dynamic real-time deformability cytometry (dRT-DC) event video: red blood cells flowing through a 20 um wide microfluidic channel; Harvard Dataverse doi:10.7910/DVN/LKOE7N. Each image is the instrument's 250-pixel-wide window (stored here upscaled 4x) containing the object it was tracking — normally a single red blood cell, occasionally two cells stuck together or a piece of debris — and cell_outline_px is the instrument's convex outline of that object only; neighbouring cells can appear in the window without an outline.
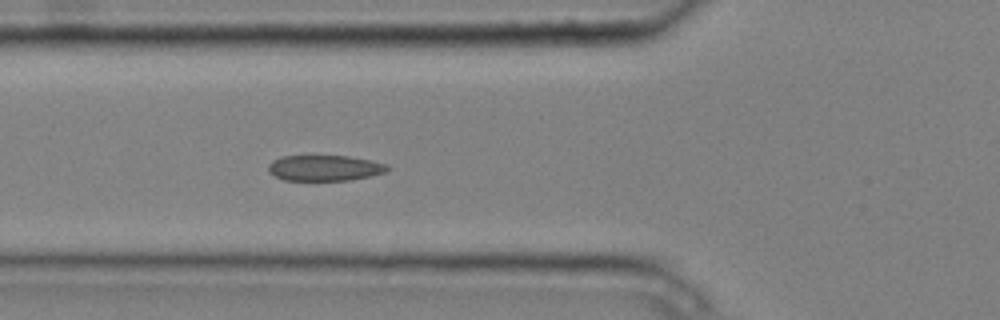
{"species": "common noctule bat (a hibernating species)", "species_latin": "Nyctalus noctula", "temperature_condition": "cold", "stored_images_in_passage": 6, "camera_frame_rate_fps": 3000, "um_per_image_px": 0.085, "animal": {"sex": "male", "body_mass_g": 20.4}, "frame": {"image": 1, "passage_image": 6, "time_ms": 1.667, "image_size_px": [1000, 320], "cell_outline_px": [[392, 168], [384, 172], [368, 176], [348, 180], [284, 180], [268, 172], [268, 164], [272, 160], [284, 156], [348, 156], [388, 164]], "centroid_in_image_um": [27.58, 14.27], "position_along_channel_um": 98.2, "area_um2": 17.69}}